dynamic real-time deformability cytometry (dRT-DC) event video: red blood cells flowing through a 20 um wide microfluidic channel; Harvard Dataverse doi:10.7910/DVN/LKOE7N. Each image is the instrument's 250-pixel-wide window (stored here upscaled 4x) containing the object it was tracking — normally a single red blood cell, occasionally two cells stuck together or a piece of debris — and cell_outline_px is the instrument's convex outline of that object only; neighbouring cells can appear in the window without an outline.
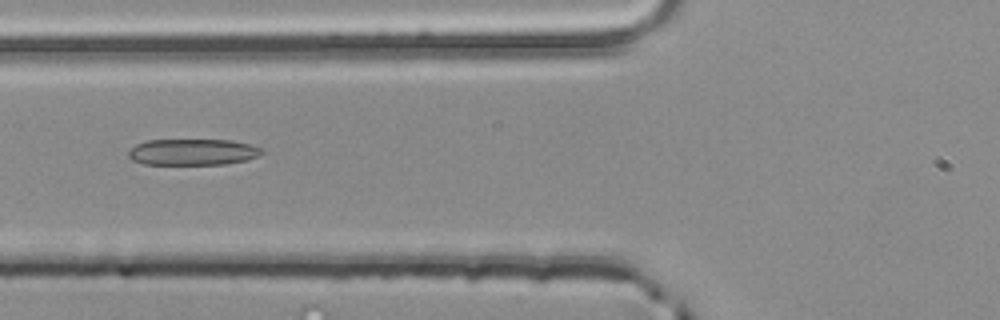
{"species": "common noctule bat (a hibernating species)", "species_latin": "Nyctalus noctula", "temperature_condition": "room temperature", "stored_images_in_passage": 4, "segment_of_instrument_passage": [2, 2], "camera_frame_rate_fps": 3000, "um_per_image_px": 0.085, "animal": {"sex": "male", "body_mass_g": 20.4}, "frame": {"image": 1, "passage_image": 4, "time_ms": 1.0, "image_size_px": [1000, 320], "cell_outline_px": [[264, 152], [256, 156], [244, 160], [224, 164], [144, 164], [132, 160], [128, 156], [128, 152], [136, 144], [148, 140], [232, 140], [248, 144], [260, 148]], "centroid_in_image_um": [16.34, 12.92], "position_along_channel_um": 109.5, "area_um2": 20.17}}